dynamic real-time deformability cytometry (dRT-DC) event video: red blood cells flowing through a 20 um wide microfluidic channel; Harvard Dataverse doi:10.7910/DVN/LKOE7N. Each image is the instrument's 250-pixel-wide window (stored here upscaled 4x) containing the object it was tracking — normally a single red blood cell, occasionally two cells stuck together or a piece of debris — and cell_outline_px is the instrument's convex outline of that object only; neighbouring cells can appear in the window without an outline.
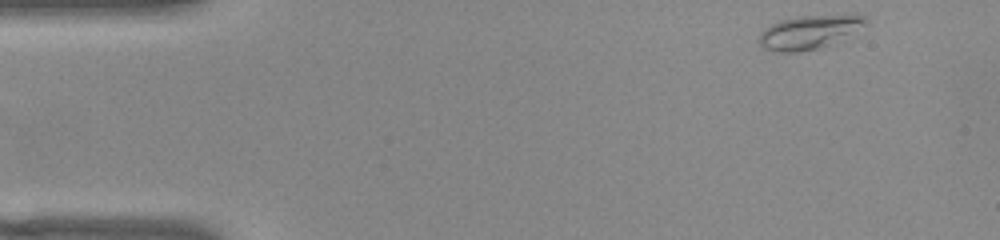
{"species": "common noctule bat (a hibernating species)", "species_latin": "Nyctalus noctula", "temperature_condition": "warm", "stored_images_in_passage": 49, "camera_frame_rate_fps": 3000, "um_per_image_px": 0.085, "animal": {"sex": "female", "body_mass_g": 22.0, "forearm_length_mm": 56.7}, "frame": {"image": 1, "passage_image": 1, "time_ms": 0.0, "image_size_px": [1000, 240], "cell_outline_px": [[868, 24], [828, 44], [816, 48], [796, 52], [776, 52], [764, 48], [756, 40], [760, 32], [764, 28], [780, 20], [796, 16], [852, 12], [856, 12], [864, 16], [868, 20]], "centroid_in_image_um": [68.78, 2.66], "position_along_channel_um": 16.2, "area_um2": 21.33}}
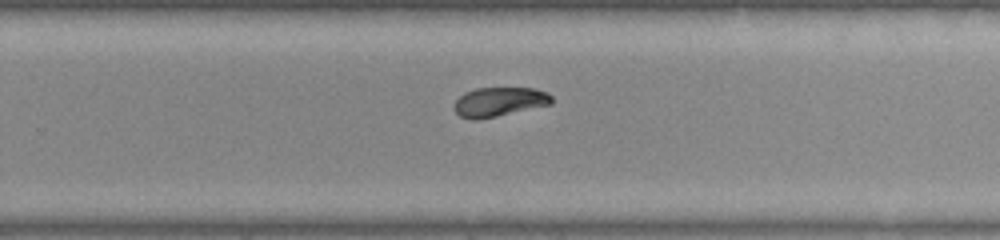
{"frame": {"image": 2, "passage_image": 30, "time_ms": 9.667, "image_size_px": [1000, 240], "cell_outline_px": [[552, 104], [496, 116], [476, 120], [472, 120], [460, 116], [452, 108], [452, 104], [464, 92], [476, 88], [532, 88], [548, 92], [552, 96]], "centroid_in_image_um": [42.4, 8.65], "position_along_channel_um": 287.4, "area_um2": 16.7}}
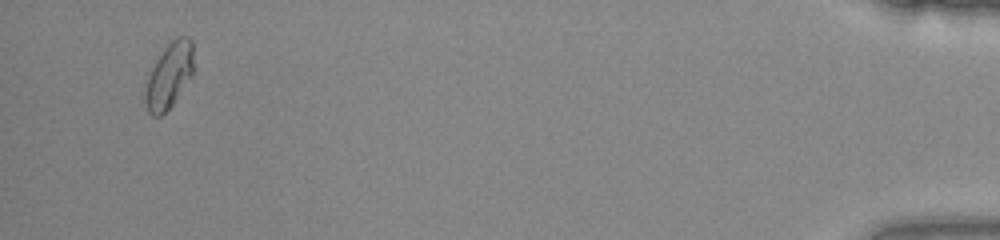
{"frame": {"image": 3, "passage_image": 47, "time_ms": 15.333, "image_size_px": [1000, 240], "cell_outline_px": [[192, 72], [172, 104], [160, 116], [152, 116], [148, 112], [144, 100], [144, 84], [156, 60], [164, 48], [176, 36], [188, 36], [192, 40]], "centroid_in_image_um": [14.32, 6.41], "position_along_channel_um": 420.9, "area_um2": 18.09}, "authors_computed_cell_mechanics": {"area_um2": 17.5134, "velocity_mm_per_s": 3.8255, "shape_relaxation_time_tau1_ms": 4.9683, "shape_relaxation_time_tau2_ms": 2.4998, "deformation_change_tau1": 0.1653, "deformation_change_tau2": 0.05}}